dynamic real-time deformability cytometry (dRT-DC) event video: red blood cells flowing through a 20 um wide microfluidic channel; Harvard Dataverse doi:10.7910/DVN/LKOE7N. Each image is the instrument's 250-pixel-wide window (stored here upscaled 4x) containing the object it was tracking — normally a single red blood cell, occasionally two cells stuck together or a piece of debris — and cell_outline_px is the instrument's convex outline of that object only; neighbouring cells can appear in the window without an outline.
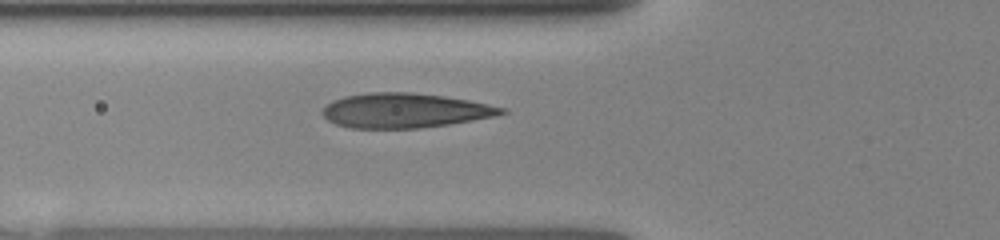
{"species": "human", "species_latin": "Homo sapiens", "temperature_condition": "room temperature", "stored_images_in_passage": 3, "camera_frame_rate_fps": 3000, "um_per_image_px": 0.085, "donor": {"sex": "female"}, "frame": {"image": 1, "passage_image": 3, "time_ms": 2.0, "image_size_px": [1000, 240], "cell_outline_px": [[508, 112], [496, 116], [448, 124], [420, 128], [352, 128], [336, 124], [328, 120], [320, 112], [332, 100], [344, 96], [368, 92], [412, 92], [444, 96], [468, 100], [508, 108]], "centroid_in_image_um": [34.41, 9.39], "position_along_channel_um": 91.4, "area_um2": 36.18}}